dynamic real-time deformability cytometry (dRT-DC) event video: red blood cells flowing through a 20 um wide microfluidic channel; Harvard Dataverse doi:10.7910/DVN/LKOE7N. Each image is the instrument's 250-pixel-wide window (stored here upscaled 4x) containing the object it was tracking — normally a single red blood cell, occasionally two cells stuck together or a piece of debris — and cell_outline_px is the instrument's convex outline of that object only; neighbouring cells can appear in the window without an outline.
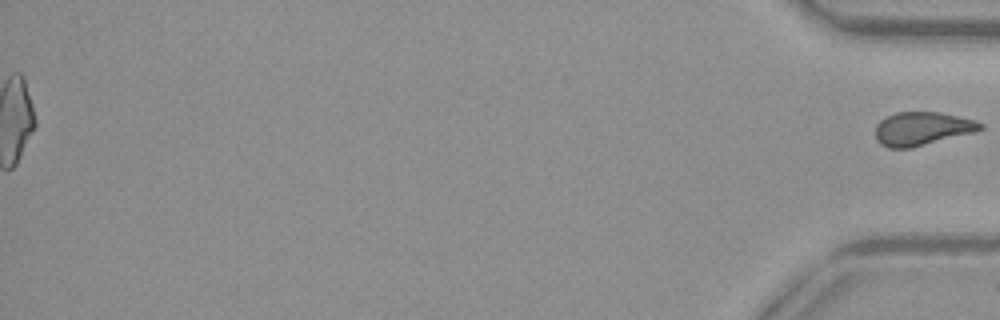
{"species": "common noctule bat (a hibernating species)", "species_latin": "Nyctalus noctula", "temperature_condition": "warm", "stored_images_in_passage": 52, "segment_of_instrument_passage": [2, 2], "camera_frame_rate_fps": 3000, "um_per_image_px": 0.085, "animal": {"sex": "female", "body_mass_g": 29.2, "forearm_length_mm": 56.3}, "frame": {"image": 1, "passage_image": 52, "time_ms": 17.0, "image_size_px": [1000, 320], "cell_outline_px": [[984, 128], [976, 132], [912, 148], [888, 148], [880, 144], [876, 140], [876, 124], [880, 120], [896, 112], [940, 112], [976, 120], [984, 124]], "centroid_in_image_um": [78.4, 10.94], "position_along_channel_um": 356.8, "area_um2": 20.69}}